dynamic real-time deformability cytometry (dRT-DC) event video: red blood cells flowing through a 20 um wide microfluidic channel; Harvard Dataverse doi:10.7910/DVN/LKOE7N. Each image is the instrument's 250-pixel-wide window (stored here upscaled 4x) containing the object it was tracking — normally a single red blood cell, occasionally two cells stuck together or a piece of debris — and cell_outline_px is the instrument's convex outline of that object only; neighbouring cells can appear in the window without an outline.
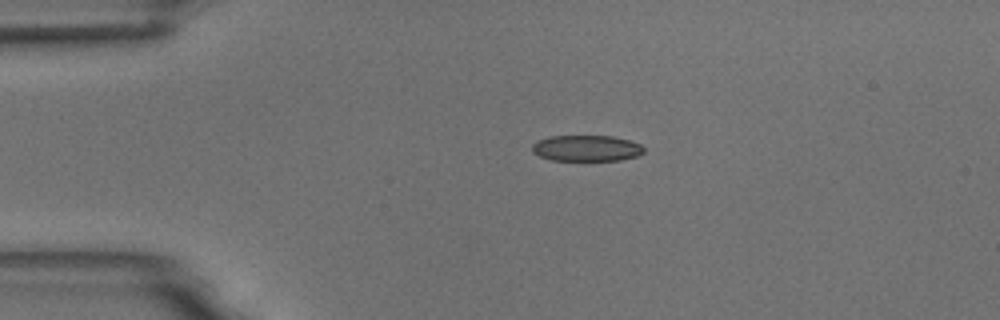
{"species": "common noctule bat (a hibernating species)", "species_latin": "Nyctalus noctula", "temperature_condition": "room temperature", "stored_images_in_passage": 4, "camera_frame_rate_fps": 3000, "um_per_image_px": 0.085, "animal": {"sex": "male", "body_mass_g": 18.8}, "frame": {"image": 1, "passage_image": 3, "time_ms": 2.333, "image_size_px": [1000, 320], "cell_outline_px": [[644, 152], [636, 156], [620, 160], [552, 160], [540, 156], [532, 152], [532, 144], [536, 140], [548, 136], [612, 136], [628, 140], [640, 144], [644, 148]], "centroid_in_image_um": [49.82, 12.59], "position_along_channel_um": 35.2, "area_um2": 16.94}}